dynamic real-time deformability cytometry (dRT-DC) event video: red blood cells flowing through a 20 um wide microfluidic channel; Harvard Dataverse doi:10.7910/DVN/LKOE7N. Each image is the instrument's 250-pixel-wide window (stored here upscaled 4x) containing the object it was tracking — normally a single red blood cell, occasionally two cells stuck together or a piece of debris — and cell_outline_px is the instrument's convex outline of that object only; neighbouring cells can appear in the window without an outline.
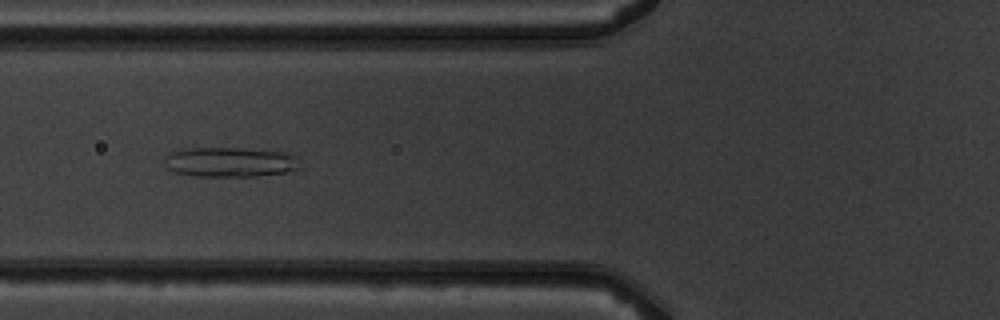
{"species": "common noctule bat (a hibernating species)", "species_latin": "Nyctalus noctula", "temperature_condition": "warm", "stored_images_in_passage": 8, "camera_frame_rate_fps": 3000, "um_per_image_px": 0.085, "animal": {"sex": "male", "body_mass_g": 19.5, "forearm_length_mm": 54.6}, "frame": {"image": 1, "passage_image": 6, "time_ms": 5.667, "image_size_px": [1000, 320], "cell_outline_px": [[304, 168], [284, 172], [252, 176], [196, 176], [176, 172], [168, 168], [164, 160], [164, 156], [168, 152], [184, 148], [240, 148], [284, 152], [292, 156]], "centroid_in_image_um": [19.51, 13.77], "position_along_channel_um": 106.3, "area_um2": 23.41}}